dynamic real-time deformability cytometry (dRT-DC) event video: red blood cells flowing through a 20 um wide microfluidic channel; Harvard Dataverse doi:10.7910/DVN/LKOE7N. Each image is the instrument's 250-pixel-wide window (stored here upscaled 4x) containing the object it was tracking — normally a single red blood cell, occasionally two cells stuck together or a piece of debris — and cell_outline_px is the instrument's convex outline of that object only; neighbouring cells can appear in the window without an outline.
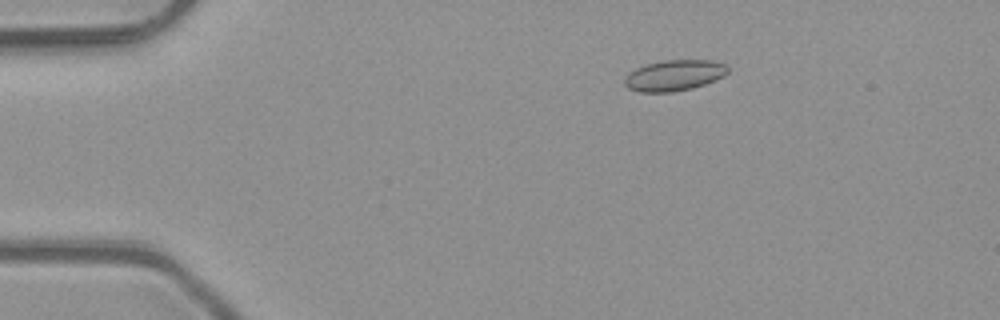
{"species": "common noctule bat (a hibernating species)", "species_latin": "Nyctalus noctula", "temperature_condition": "room temperature", "stored_images_in_passage": 52, "camera_frame_rate_fps": 3000, "um_per_image_px": 0.085, "animal": {"sex": "male", "body_mass_g": 23.1, "forearm_length_mm": 52.7}, "frame": {"image": 1, "passage_image": 10, "time_ms": 3.0, "image_size_px": [1000, 320], "cell_outline_px": [[728, 72], [724, 76], [716, 80], [692, 88], [672, 92], [640, 92], [628, 88], [624, 84], [624, 80], [628, 72], [644, 64], [664, 60], [712, 60], [724, 64], [728, 68]], "centroid_in_image_um": [57.29, 6.4], "position_along_channel_um": 27.7, "area_um2": 18.67}}
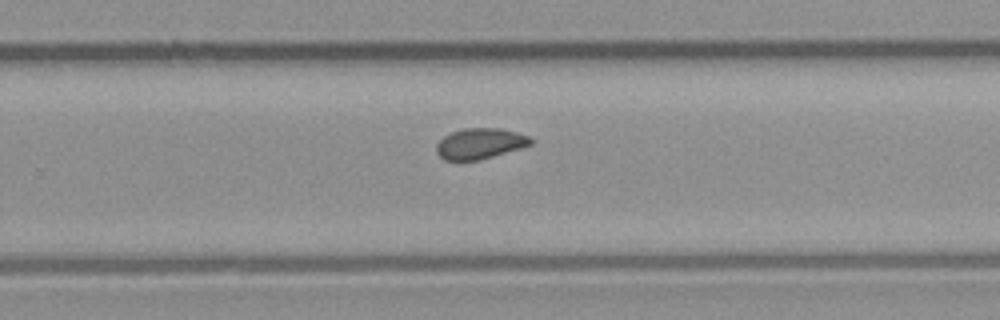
{"frame": {"image": 2, "passage_image": 34, "time_ms": 11.0, "image_size_px": [1000, 320], "cell_outline_px": [[532, 144], [520, 148], [480, 160], [444, 160], [436, 152], [436, 144], [444, 136], [452, 132], [464, 128], [500, 128], [516, 132], [528, 136], [532, 140]], "centroid_in_image_um": [40.78, 12.2], "position_along_channel_um": 289.0, "area_um2": 16.76}}
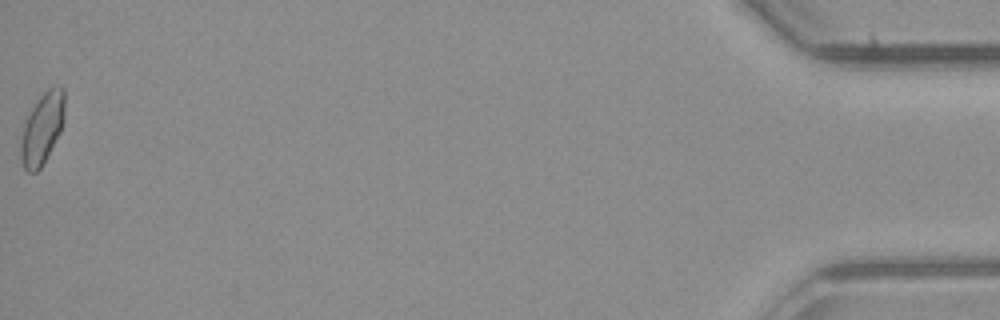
{"frame": {"image": 3, "passage_image": 52, "time_ms": 17.0, "image_size_px": [1000, 320], "cell_outline_px": [[64, 112], [60, 132], [40, 168], [36, 172], [28, 172], [24, 168], [20, 156], [20, 144], [24, 124], [32, 108], [40, 96], [48, 88], [56, 84], [60, 84], [64, 88]], "centroid_in_image_um": [3.59, 10.88], "position_along_channel_um": 431.6, "area_um2": 17.98}, "authors_computed_cell_mechanics": {"area_um2": 17.4267, "velocity_mm_per_s": 4.0936, "shape_relaxation_time_tau1_ms": 8.0558, "shape_relaxation_time_tau2_ms": 1.1517, "deformation_change_tau1": 0.1083, "deformation_change_tau2": 0.0457}}